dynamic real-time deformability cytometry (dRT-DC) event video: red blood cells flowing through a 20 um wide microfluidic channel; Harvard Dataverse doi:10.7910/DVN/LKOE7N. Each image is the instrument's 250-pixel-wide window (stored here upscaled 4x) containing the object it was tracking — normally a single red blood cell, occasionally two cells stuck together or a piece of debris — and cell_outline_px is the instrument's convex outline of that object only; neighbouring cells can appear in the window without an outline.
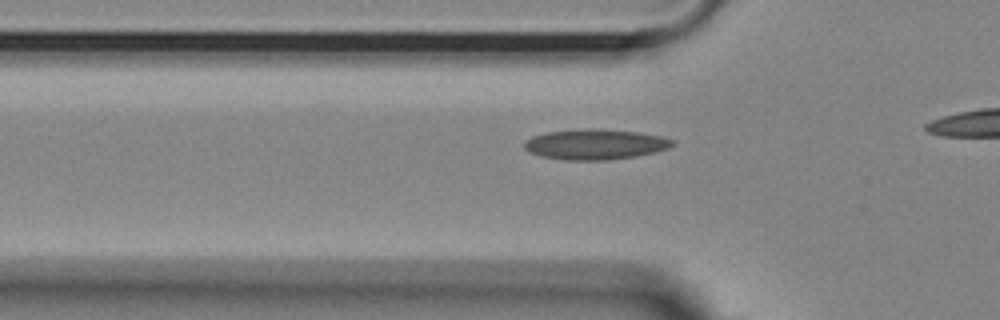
{"species": "Egyptian fruit bat (a non-hibernating species)", "species_latin": "Rousettus aegyptiacus", "temperature_condition": "room temperature", "stored_images_in_passage": 12, "camera_frame_rate_fps": 3000, "um_per_image_px": 0.085, "animal": {"sex": "female"}, "frame": {"image": 1, "passage_image": 6, "time_ms": 1.667, "image_size_px": [1000, 320], "cell_outline_px": [[676, 144], [668, 148], [636, 156], [608, 160], [568, 160], [544, 156], [528, 152], [524, 148], [524, 140], [532, 136], [544, 132], [584, 128], [592, 128], [640, 132], [660, 136], [676, 140]], "centroid_in_image_um": [50.59, 12.25], "position_along_channel_um": 75.2, "area_um2": 26.36}}
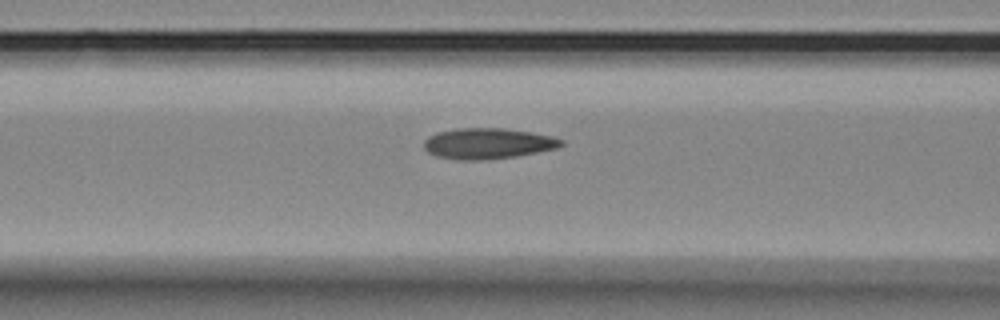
{"frame": {"image": 2, "passage_image": 10, "time_ms": 3.0, "image_size_px": [1000, 320], "cell_outline_px": [[564, 144], [556, 148], [516, 156], [484, 160], [460, 160], [436, 156], [428, 152], [424, 148], [424, 140], [428, 136], [436, 132], [456, 128], [504, 128], [532, 132], [552, 136], [564, 140]], "centroid_in_image_um": [41.44, 12.19], "position_along_channel_um": 125.2, "area_um2": 24.74}}